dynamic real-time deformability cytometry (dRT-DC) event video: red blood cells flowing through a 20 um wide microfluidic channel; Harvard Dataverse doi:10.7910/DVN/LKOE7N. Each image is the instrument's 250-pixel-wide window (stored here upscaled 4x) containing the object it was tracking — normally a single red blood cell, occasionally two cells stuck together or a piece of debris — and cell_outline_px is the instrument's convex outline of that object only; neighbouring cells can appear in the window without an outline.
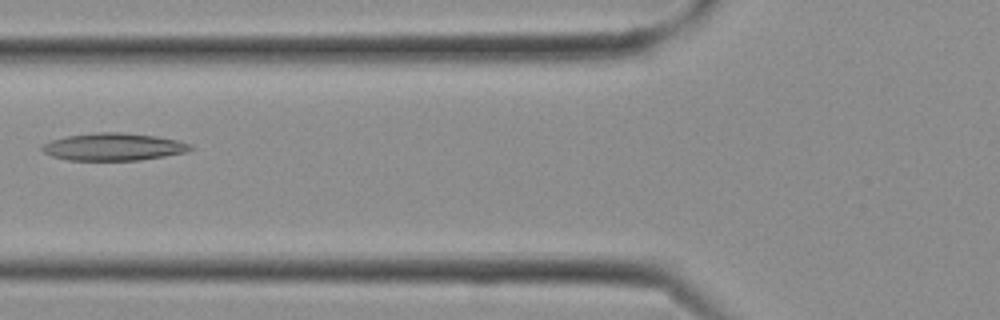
{"species": "Egyptian fruit bat (a non-hibernating species)", "species_latin": "Rousettus aegyptiacus", "temperature_condition": "cold", "stored_images_in_passage": 11, "camera_frame_rate_fps": 3000, "um_per_image_px": 0.085, "frame": {"image": 1, "passage_image": 10, "time_ms": 3.0, "image_size_px": [1000, 320], "cell_outline_px": [[196, 148], [184, 152], [164, 156], [140, 160], [68, 160], [52, 156], [44, 152], [40, 148], [44, 144], [52, 140], [68, 136], [100, 132], [120, 132], [156, 136], [176, 140], [192, 144]], "centroid_in_image_um": [9.67, 12.48], "position_along_channel_um": 116.1, "area_um2": 23.52}}